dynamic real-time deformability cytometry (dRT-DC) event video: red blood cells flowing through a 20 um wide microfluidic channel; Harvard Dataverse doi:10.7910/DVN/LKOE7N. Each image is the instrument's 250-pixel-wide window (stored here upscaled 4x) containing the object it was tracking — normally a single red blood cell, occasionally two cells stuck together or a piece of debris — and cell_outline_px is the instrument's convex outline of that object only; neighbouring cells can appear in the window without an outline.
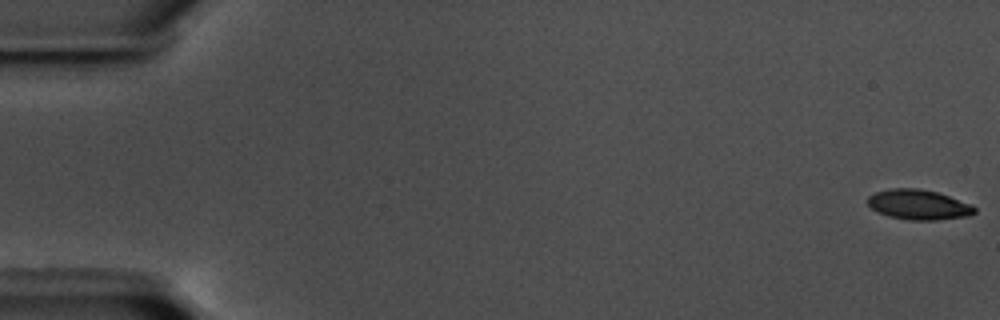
{"species": "common noctule bat (a hibernating species)", "species_latin": "Nyctalus noctula", "temperature_condition": "warm", "stored_images_in_passage": 58, "camera_frame_rate_fps": 3000, "um_per_image_px": 0.085, "animal": {"sex": "male", "body_mass_g": 17.5, "forearm_length_mm": 52.3}, "frame": {"image": 1, "passage_image": 1, "time_ms": 0.0, "image_size_px": [1000, 320], "cell_outline_px": [[976, 212], [968, 216], [936, 220], [908, 220], [888, 216], [876, 212], [868, 204], [868, 196], [876, 192], [892, 188], [916, 188], [936, 192], [972, 204], [976, 208]], "centroid_in_image_um": [78.08, 17.4], "position_along_channel_um": 6.9, "area_um2": 18.67}}
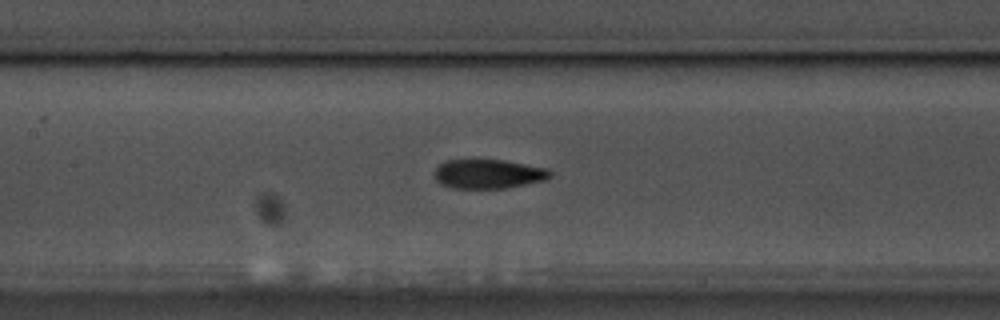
{"frame": {"image": 2, "passage_image": 28, "time_ms": 9.0, "image_size_px": [1000, 320], "cell_outline_px": [[552, 176], [544, 180], [504, 188], [452, 188], [440, 184], [436, 180], [436, 168], [444, 160], [476, 156], [504, 160], [548, 168], [552, 172]], "centroid_in_image_um": [41.47, 14.72], "position_along_channel_um": 165.9, "area_um2": 20.46}}
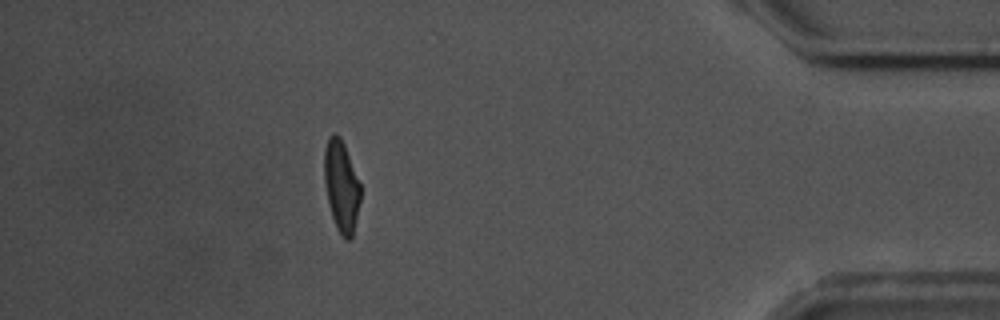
{"frame": {"image": 3, "passage_image": 52, "time_ms": 17.0, "image_size_px": [1000, 320], "cell_outline_px": [[360, 200], [352, 236], [348, 240], [344, 240], [340, 236], [336, 228], [328, 204], [324, 180], [324, 148], [328, 136], [332, 132], [336, 132], [340, 136], [344, 144], [360, 184]], "centroid_in_image_um": [28.99, 15.8], "position_along_channel_um": 406.2, "area_um2": 19.36}, "authors_computed_cell_mechanics": {"area_um2": 19.8543, "velocity_mm_per_s": 3.5853, "shape_relaxation_time_tau1_ms": 3.5086, "shape_relaxation_time_tau2_ms": 1.9075, "deformation_change_tau1": 0.1391, "deformation_change_tau2": 0.0825}}